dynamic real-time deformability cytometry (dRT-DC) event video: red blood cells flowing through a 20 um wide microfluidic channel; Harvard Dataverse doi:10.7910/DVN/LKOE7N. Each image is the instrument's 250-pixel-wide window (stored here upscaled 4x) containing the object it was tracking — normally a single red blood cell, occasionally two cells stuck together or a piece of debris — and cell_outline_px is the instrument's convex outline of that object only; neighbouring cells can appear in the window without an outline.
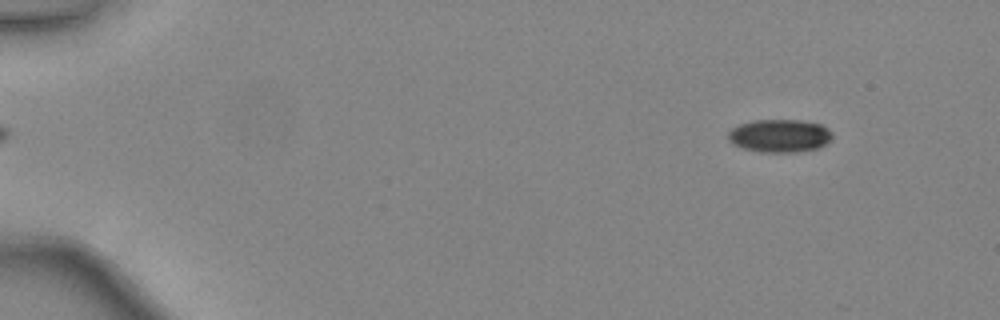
{"species": "common noctule bat (a hibernating species)", "species_latin": "Nyctalus noctula", "temperature_condition": "warm", "stored_images_in_passage": 46, "camera_frame_rate_fps": 3000, "um_per_image_px": 0.085, "animal": {"sex": "female", "body_mass_g": 24.6, "forearm_length_mm": 56.2}, "frame": {"image": 1, "passage_image": 5, "time_ms": 1.333, "image_size_px": [1000, 320], "cell_outline_px": [[832, 136], [824, 144], [816, 148], [796, 152], [760, 152], [744, 148], [732, 144], [728, 140], [728, 132], [732, 128], [740, 124], [752, 120], [800, 120], [820, 124], [828, 128], [832, 132]], "centroid_in_image_um": [66.23, 11.53], "position_along_channel_um": 18.8, "area_um2": 19.94}}
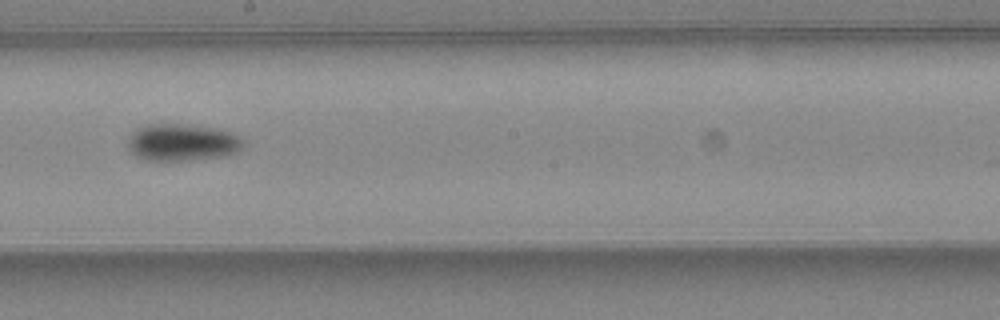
{"frame": {"image": 2, "passage_image": 28, "time_ms": 9.0, "image_size_px": [1000, 320], "cell_outline_px": [[244, 148], [240, 152], [228, 156], [188, 160], [148, 160], [136, 156], [128, 148], [128, 136], [132, 132], [148, 124], [180, 124], [216, 128], [232, 132], [244, 140]], "centroid_in_image_um": [15.55, 12.11], "position_along_channel_um": 232.7, "area_um2": 25.14}}
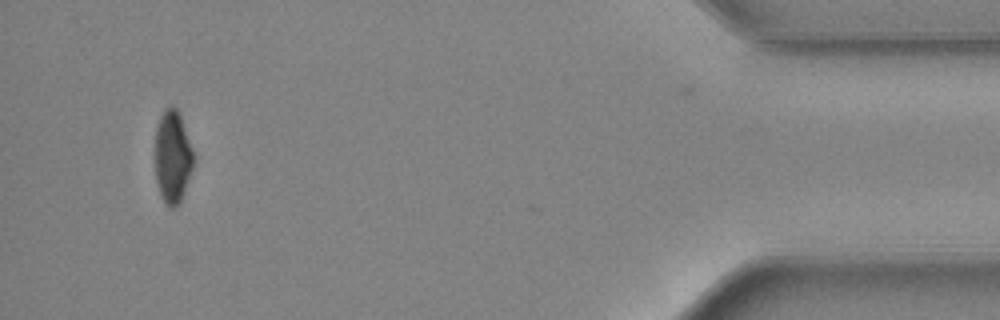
{"frame": {"image": 3, "passage_image": 45, "time_ms": 14.667, "image_size_px": [1000, 320], "cell_outline_px": [[192, 168], [180, 204], [176, 208], [168, 208], [164, 204], [160, 196], [156, 180], [156, 128], [160, 116], [164, 108], [172, 104], [180, 112], [192, 148]], "centroid_in_image_um": [14.66, 13.34], "position_along_channel_um": 420.5, "area_um2": 20.87}, "authors_computed_cell_mechanics": {"area_um2": 22.4842, "velocity_mm_per_s": 4.4822, "shape_relaxation_time_tau1_ms": 5.8893, "shape_relaxation_time_tau2_ms": null, "deformation_change_tau1": 0.1419, "deformation_change_tau2": null}}